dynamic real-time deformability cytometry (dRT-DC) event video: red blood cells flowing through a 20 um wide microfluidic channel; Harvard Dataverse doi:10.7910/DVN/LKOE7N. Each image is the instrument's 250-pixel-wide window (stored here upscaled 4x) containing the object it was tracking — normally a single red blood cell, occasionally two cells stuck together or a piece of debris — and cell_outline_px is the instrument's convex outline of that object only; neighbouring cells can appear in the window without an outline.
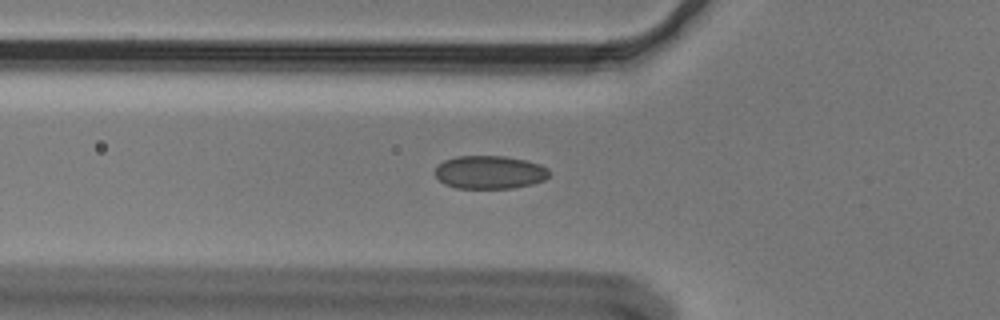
{"species": "Egyptian fruit bat (a non-hibernating species)", "species_latin": "Rousettus aegyptiacus", "temperature_condition": "cold", "stored_images_in_passage": 10, "camera_frame_rate_fps": 3000, "um_per_image_px": 0.085, "animal": {"sex": "male"}, "frame": {"image": 1, "passage_image": 9, "time_ms": 2.667, "image_size_px": [1000, 320], "cell_outline_px": [[548, 176], [544, 180], [532, 184], [512, 188], [456, 188], [444, 184], [436, 176], [436, 164], [444, 160], [456, 156], [504, 156], [524, 160], [540, 164], [548, 168]], "centroid_in_image_um": [41.6, 14.64], "position_along_channel_um": 84.2, "area_um2": 22.08}}